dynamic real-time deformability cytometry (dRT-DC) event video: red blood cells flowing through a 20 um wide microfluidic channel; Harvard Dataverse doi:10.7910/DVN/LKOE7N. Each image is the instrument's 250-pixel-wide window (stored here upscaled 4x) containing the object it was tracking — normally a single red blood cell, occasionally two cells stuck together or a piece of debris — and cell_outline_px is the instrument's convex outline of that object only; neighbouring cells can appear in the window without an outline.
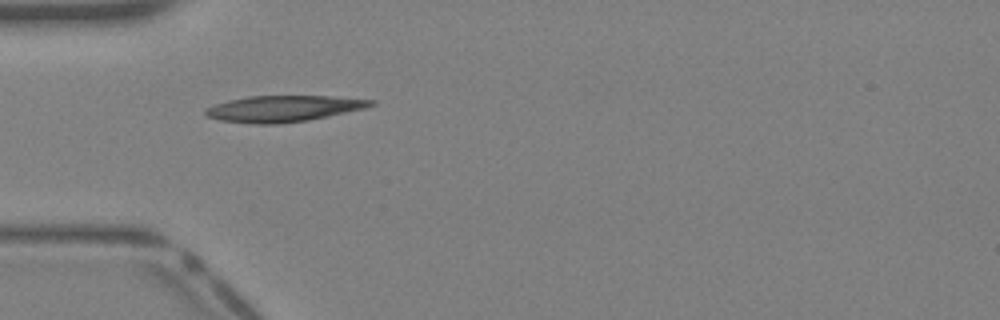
{"species": "Egyptian fruit bat (a non-hibernating species)", "species_latin": "Rousettus aegyptiacus", "temperature_condition": "warm", "stored_images_in_passage": 28, "camera_frame_rate_fps": 3000, "um_per_image_px": 0.085, "animal": {"sex": "female"}, "frame": {"image": 1, "passage_image": 1, "time_ms": 0.0, "image_size_px": [1000, 320], "cell_outline_px": [[376, 104], [364, 108], [328, 116], [308, 120], [280, 124], [252, 124], [220, 120], [208, 116], [204, 112], [204, 108], [228, 100], [248, 96], [328, 96], [376, 100]], "centroid_in_image_um": [24.08, 9.23], "position_along_channel_um": 60.9, "area_um2": 25.2}}
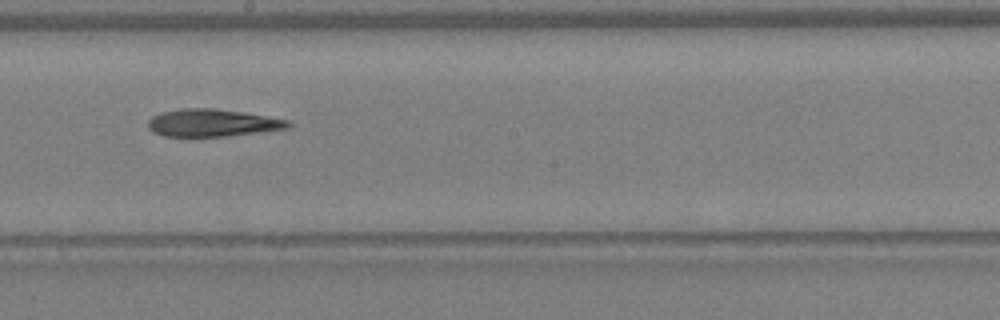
{"frame": {"image": 2, "passage_image": 11, "time_ms": 3.333, "image_size_px": [1000, 320], "cell_outline_px": [[292, 124], [288, 128], [224, 136], [164, 136], [152, 132], [148, 128], [148, 120], [152, 116], [160, 112], [180, 108], [212, 108], [244, 112], [288, 120]], "centroid_in_image_um": [17.99, 10.43], "position_along_channel_um": 230.2, "area_um2": 22.31}}
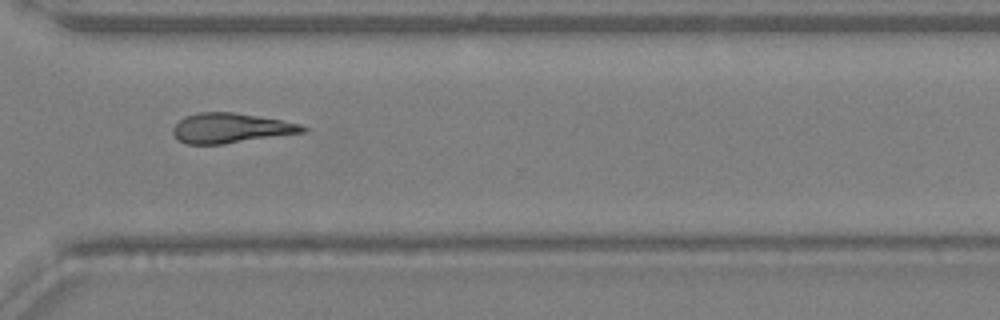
{"frame": {"image": 3, "passage_image": 18, "time_ms": 5.667, "image_size_px": [1000, 320], "cell_outline_px": [[308, 132], [224, 144], [188, 144], [180, 140], [172, 132], [172, 128], [184, 116], [196, 112], [236, 112], [280, 120], [300, 124], [308, 128]], "centroid_in_image_um": [19.64, 10.88], "position_along_channel_um": 351.0, "area_um2": 22.66}}